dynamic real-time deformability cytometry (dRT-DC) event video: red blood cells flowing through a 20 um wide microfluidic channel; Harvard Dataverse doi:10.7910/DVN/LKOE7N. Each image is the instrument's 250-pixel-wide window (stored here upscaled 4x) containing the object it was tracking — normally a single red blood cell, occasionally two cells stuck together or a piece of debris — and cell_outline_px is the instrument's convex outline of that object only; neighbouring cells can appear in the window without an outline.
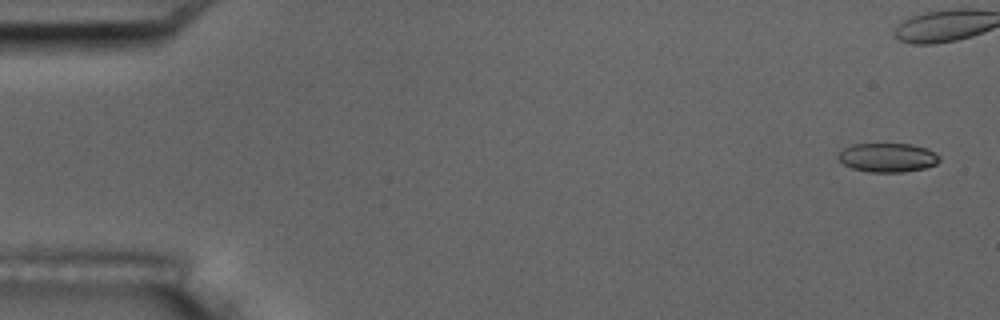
{"species": "common noctule bat (a hibernating species)", "species_latin": "Nyctalus noctula", "temperature_condition": "room temperature", "stored_images_in_passage": 5, "camera_frame_rate_fps": 3000, "um_per_image_px": 0.085, "animal": {"sex": "male", "body_mass_g": 17.5, "forearm_length_mm": 52.3}, "frame": {"image": 1, "passage_image": 1, "time_ms": 0.0, "image_size_px": [1000, 320], "cell_outline_px": [[940, 160], [936, 164], [924, 168], [904, 172], [868, 172], [852, 168], [844, 164], [836, 156], [844, 148], [852, 144], [912, 144], [928, 148], [940, 156]], "centroid_in_image_um": [75.46, 13.39], "position_along_channel_um": 9.5, "area_um2": 17.17}}